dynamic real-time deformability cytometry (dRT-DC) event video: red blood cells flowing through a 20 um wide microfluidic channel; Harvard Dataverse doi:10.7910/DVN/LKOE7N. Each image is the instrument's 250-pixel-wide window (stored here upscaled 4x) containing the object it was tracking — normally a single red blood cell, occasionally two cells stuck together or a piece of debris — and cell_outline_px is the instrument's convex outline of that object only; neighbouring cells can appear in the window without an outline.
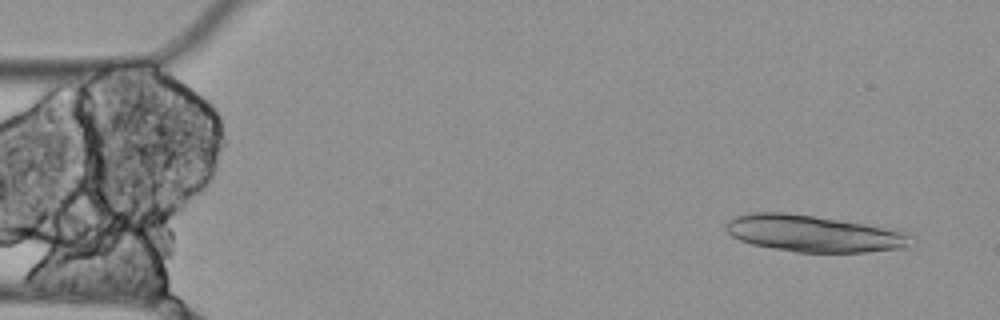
{"species": "Egyptian fruit bat (a non-hibernating species)", "species_latin": "Rousettus aegyptiacus", "temperature_condition": "cold", "stored_images_in_passage": 5, "camera_frame_rate_fps": 3000, "um_per_image_px": 0.085, "animal": {"sex": "female"}, "frame": {"image": 1, "passage_image": 2, "time_ms": 0.333, "image_size_px": [1000, 320], "cell_outline_px": [[908, 248], [868, 252], [796, 252], [772, 248], [752, 244], [740, 240], [732, 236], [724, 228], [724, 224], [728, 220], [736, 216], [752, 212], [784, 212], [900, 228], [908, 236]], "centroid_in_image_um": [69.17, 19.84], "position_along_channel_um": 15.8, "area_um2": 39.82}}